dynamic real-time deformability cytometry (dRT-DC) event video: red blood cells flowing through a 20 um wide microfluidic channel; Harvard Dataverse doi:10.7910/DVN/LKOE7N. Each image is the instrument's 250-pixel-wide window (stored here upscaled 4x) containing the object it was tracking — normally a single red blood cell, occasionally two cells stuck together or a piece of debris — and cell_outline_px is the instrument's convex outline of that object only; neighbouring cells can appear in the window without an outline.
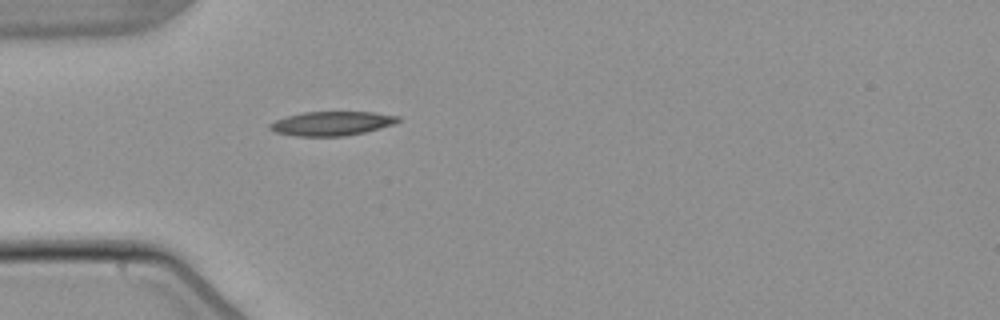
{"species": "common noctule bat (a hibernating species)", "species_latin": "Nyctalus noctula", "temperature_condition": "warm", "stored_images_in_passage": 1, "camera_frame_rate_fps": 3000, "um_per_image_px": 0.085, "animal": {"sex": "male", "body_mass_g": 21.5, "forearm_length_mm": 52.0}, "frame": {"image": 1, "passage_image": 1, "time_ms": 0.0, "image_size_px": [1000, 320], "cell_outline_px": [[400, 120], [392, 124], [380, 128], [364, 132], [344, 136], [296, 136], [276, 132], [268, 128], [268, 124], [276, 120], [288, 116], [304, 112], [372, 112], [400, 116]], "centroid_in_image_um": [28.18, 10.49], "position_along_channel_um": 56.8, "area_um2": 17.86}}